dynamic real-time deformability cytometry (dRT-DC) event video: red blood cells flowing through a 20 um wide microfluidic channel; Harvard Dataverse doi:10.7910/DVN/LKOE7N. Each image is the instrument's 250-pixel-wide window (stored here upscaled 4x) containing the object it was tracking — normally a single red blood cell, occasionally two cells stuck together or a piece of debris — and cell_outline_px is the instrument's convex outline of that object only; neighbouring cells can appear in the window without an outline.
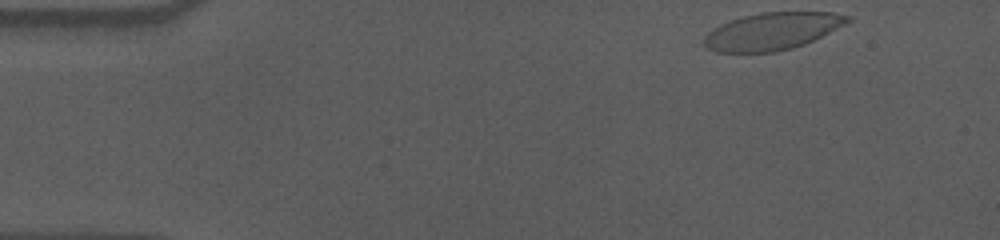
{"species": "human", "species_latin": "Homo sapiens", "temperature_condition": "cold", "stored_images_in_passage": 52, "camera_frame_rate_fps": 3000, "um_per_image_px": 0.085, "donor": {"sex": "male"}, "frame": {"image": 1, "passage_image": 1, "time_ms": 0.0, "image_size_px": [1000, 240], "cell_outline_px": [[852, 20], [804, 44], [792, 48], [776, 52], [716, 52], [708, 48], [704, 44], [704, 36], [712, 28], [732, 20], [744, 16], [760, 12], [832, 12], [852, 16]], "centroid_in_image_um": [65.62, 2.65], "position_along_channel_um": 19.4, "area_um2": 30.87}}
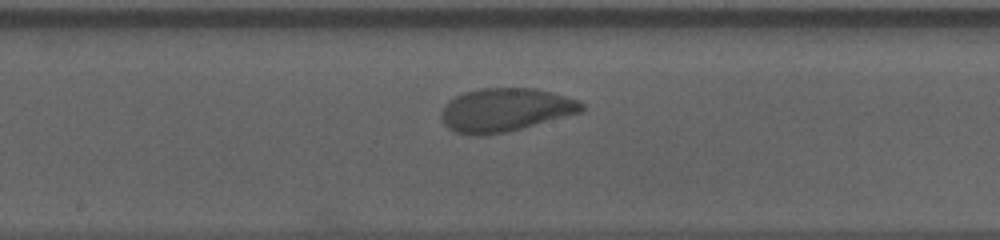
{"frame": {"image": 2, "passage_image": 25, "time_ms": 8.0, "image_size_px": [1000, 240], "cell_outline_px": [[584, 108], [580, 112], [508, 132], [484, 136], [472, 136], [456, 132], [448, 128], [444, 124], [440, 116], [440, 112], [448, 100], [464, 92], [480, 88], [536, 88], [552, 92], [576, 100], [584, 104]], "centroid_in_image_um": [42.89, 9.35], "position_along_channel_um": 205.3, "area_um2": 35.6}}
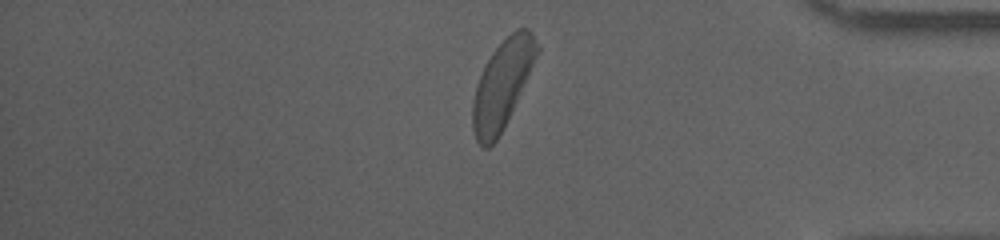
{"frame": {"image": 3, "passage_image": 43, "time_ms": 14.0, "image_size_px": [1000, 240], "cell_outline_px": [[540, 48], [516, 100], [496, 140], [488, 148], [484, 148], [476, 140], [472, 128], [472, 100], [476, 84], [492, 52], [516, 28], [528, 28]], "centroid_in_image_um": [42.65, 7.18], "position_along_channel_um": 392.6, "area_um2": 31.79}, "authors_computed_cell_mechanics": {"area_um2": 34.1887, "velocity_mm_per_s": 3.545, "shape_relaxation_time_tau1_ms": 3.4831, "shape_relaxation_time_tau2_ms": 1.8714, "deformation_change_tau1": 0.1445, "deformation_change_tau2": 0.0714}}